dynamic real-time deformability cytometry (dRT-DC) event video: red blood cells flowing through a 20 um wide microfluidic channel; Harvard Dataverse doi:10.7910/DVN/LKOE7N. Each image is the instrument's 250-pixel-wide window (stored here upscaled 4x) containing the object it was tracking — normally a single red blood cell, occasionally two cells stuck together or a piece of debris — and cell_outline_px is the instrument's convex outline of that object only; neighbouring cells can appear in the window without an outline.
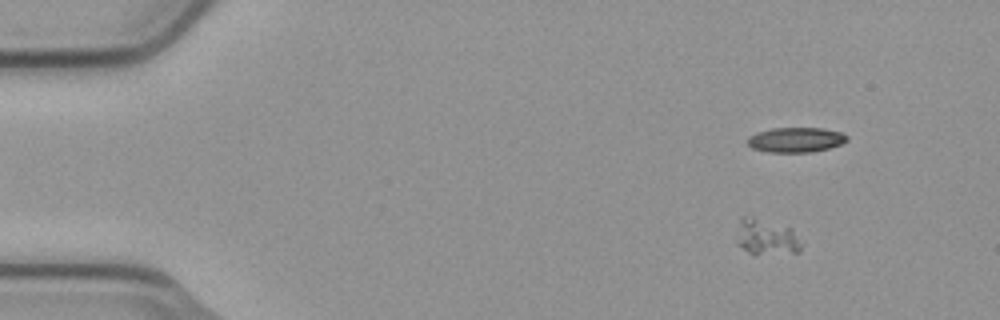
{"species": "common noctule bat (a hibernating species)", "species_latin": "Nyctalus noctula", "temperature_condition": "cold", "stored_images_in_passage": 56, "segment_of_instrument_passage": [1, 2], "camera_frame_rate_fps": 3000, "um_per_image_px": 0.085, "animal": {"sex": "male", "body_mass_g": 23.1, "forearm_length_mm": 52.7}, "frame": {"image": 1, "passage_image": 7, "time_ms": 2.0, "image_size_px": [1000, 320], "cell_outline_px": [[804, 240], [800, 252], [756, 256], [748, 252], [736, 244], [736, 240], [740, 220], [744, 216], [752, 216], [792, 228]], "centroid_in_image_um": [65.2, 20.19], "position_along_channel_um": 19.8, "area_um2": 14.16}}